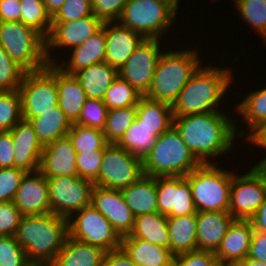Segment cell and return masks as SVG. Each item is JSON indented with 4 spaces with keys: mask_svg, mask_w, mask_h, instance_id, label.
Wrapping results in <instances>:
<instances>
[{
    "mask_svg": "<svg viewBox=\"0 0 266 266\" xmlns=\"http://www.w3.org/2000/svg\"><path fill=\"white\" fill-rule=\"evenodd\" d=\"M160 42L161 38H145L118 70L119 76L142 96L147 94L151 86L159 57L163 53Z\"/></svg>",
    "mask_w": 266,
    "mask_h": 266,
    "instance_id": "obj_14",
    "label": "cell"
},
{
    "mask_svg": "<svg viewBox=\"0 0 266 266\" xmlns=\"http://www.w3.org/2000/svg\"><path fill=\"white\" fill-rule=\"evenodd\" d=\"M71 51L72 54L69 55L68 62L62 60V64L58 62L56 64L66 74L75 75L90 65L104 62L106 51L105 22L98 32Z\"/></svg>",
    "mask_w": 266,
    "mask_h": 266,
    "instance_id": "obj_24",
    "label": "cell"
},
{
    "mask_svg": "<svg viewBox=\"0 0 266 266\" xmlns=\"http://www.w3.org/2000/svg\"><path fill=\"white\" fill-rule=\"evenodd\" d=\"M102 266H137L122 249L108 251L104 255Z\"/></svg>",
    "mask_w": 266,
    "mask_h": 266,
    "instance_id": "obj_55",
    "label": "cell"
},
{
    "mask_svg": "<svg viewBox=\"0 0 266 266\" xmlns=\"http://www.w3.org/2000/svg\"><path fill=\"white\" fill-rule=\"evenodd\" d=\"M108 108L100 99L87 98L81 109L80 116L75 124L97 128H105Z\"/></svg>",
    "mask_w": 266,
    "mask_h": 266,
    "instance_id": "obj_43",
    "label": "cell"
},
{
    "mask_svg": "<svg viewBox=\"0 0 266 266\" xmlns=\"http://www.w3.org/2000/svg\"><path fill=\"white\" fill-rule=\"evenodd\" d=\"M137 106L110 109L107 113L103 134L108 143L116 144L136 120Z\"/></svg>",
    "mask_w": 266,
    "mask_h": 266,
    "instance_id": "obj_37",
    "label": "cell"
},
{
    "mask_svg": "<svg viewBox=\"0 0 266 266\" xmlns=\"http://www.w3.org/2000/svg\"><path fill=\"white\" fill-rule=\"evenodd\" d=\"M13 202L24 216L50 213L47 178L39 170L27 172Z\"/></svg>",
    "mask_w": 266,
    "mask_h": 266,
    "instance_id": "obj_18",
    "label": "cell"
},
{
    "mask_svg": "<svg viewBox=\"0 0 266 266\" xmlns=\"http://www.w3.org/2000/svg\"><path fill=\"white\" fill-rule=\"evenodd\" d=\"M142 163L143 173L152 177L186 176L201 164L173 126L156 137Z\"/></svg>",
    "mask_w": 266,
    "mask_h": 266,
    "instance_id": "obj_5",
    "label": "cell"
},
{
    "mask_svg": "<svg viewBox=\"0 0 266 266\" xmlns=\"http://www.w3.org/2000/svg\"><path fill=\"white\" fill-rule=\"evenodd\" d=\"M128 0H93V14L103 22L117 21Z\"/></svg>",
    "mask_w": 266,
    "mask_h": 266,
    "instance_id": "obj_49",
    "label": "cell"
},
{
    "mask_svg": "<svg viewBox=\"0 0 266 266\" xmlns=\"http://www.w3.org/2000/svg\"><path fill=\"white\" fill-rule=\"evenodd\" d=\"M67 136L77 153L104 150L109 144L102 130L75 123L72 124Z\"/></svg>",
    "mask_w": 266,
    "mask_h": 266,
    "instance_id": "obj_36",
    "label": "cell"
},
{
    "mask_svg": "<svg viewBox=\"0 0 266 266\" xmlns=\"http://www.w3.org/2000/svg\"><path fill=\"white\" fill-rule=\"evenodd\" d=\"M266 197V171L253 166L238 176L233 174L229 213L234 219L249 220Z\"/></svg>",
    "mask_w": 266,
    "mask_h": 266,
    "instance_id": "obj_12",
    "label": "cell"
},
{
    "mask_svg": "<svg viewBox=\"0 0 266 266\" xmlns=\"http://www.w3.org/2000/svg\"><path fill=\"white\" fill-rule=\"evenodd\" d=\"M56 83L58 89V107L69 121L75 123L81 113L87 95L75 75L64 73L56 66Z\"/></svg>",
    "mask_w": 266,
    "mask_h": 266,
    "instance_id": "obj_26",
    "label": "cell"
},
{
    "mask_svg": "<svg viewBox=\"0 0 266 266\" xmlns=\"http://www.w3.org/2000/svg\"><path fill=\"white\" fill-rule=\"evenodd\" d=\"M217 261L211 251L195 250L175 255V266H212Z\"/></svg>",
    "mask_w": 266,
    "mask_h": 266,
    "instance_id": "obj_50",
    "label": "cell"
},
{
    "mask_svg": "<svg viewBox=\"0 0 266 266\" xmlns=\"http://www.w3.org/2000/svg\"><path fill=\"white\" fill-rule=\"evenodd\" d=\"M0 21L21 22L20 0H0Z\"/></svg>",
    "mask_w": 266,
    "mask_h": 266,
    "instance_id": "obj_53",
    "label": "cell"
},
{
    "mask_svg": "<svg viewBox=\"0 0 266 266\" xmlns=\"http://www.w3.org/2000/svg\"><path fill=\"white\" fill-rule=\"evenodd\" d=\"M197 250L216 252L235 220L229 212H197Z\"/></svg>",
    "mask_w": 266,
    "mask_h": 266,
    "instance_id": "obj_23",
    "label": "cell"
},
{
    "mask_svg": "<svg viewBox=\"0 0 266 266\" xmlns=\"http://www.w3.org/2000/svg\"><path fill=\"white\" fill-rule=\"evenodd\" d=\"M136 119L158 137L173 126L171 105L142 96L137 104Z\"/></svg>",
    "mask_w": 266,
    "mask_h": 266,
    "instance_id": "obj_29",
    "label": "cell"
},
{
    "mask_svg": "<svg viewBox=\"0 0 266 266\" xmlns=\"http://www.w3.org/2000/svg\"><path fill=\"white\" fill-rule=\"evenodd\" d=\"M220 112L173 116V127L201 164L228 153L238 139L235 121ZM234 122V123H233Z\"/></svg>",
    "mask_w": 266,
    "mask_h": 266,
    "instance_id": "obj_1",
    "label": "cell"
},
{
    "mask_svg": "<svg viewBox=\"0 0 266 266\" xmlns=\"http://www.w3.org/2000/svg\"><path fill=\"white\" fill-rule=\"evenodd\" d=\"M93 14L90 0H66L52 16V22L75 21Z\"/></svg>",
    "mask_w": 266,
    "mask_h": 266,
    "instance_id": "obj_46",
    "label": "cell"
},
{
    "mask_svg": "<svg viewBox=\"0 0 266 266\" xmlns=\"http://www.w3.org/2000/svg\"><path fill=\"white\" fill-rule=\"evenodd\" d=\"M20 3L21 22L36 29L46 38L51 29L52 17L43 0H20Z\"/></svg>",
    "mask_w": 266,
    "mask_h": 266,
    "instance_id": "obj_39",
    "label": "cell"
},
{
    "mask_svg": "<svg viewBox=\"0 0 266 266\" xmlns=\"http://www.w3.org/2000/svg\"><path fill=\"white\" fill-rule=\"evenodd\" d=\"M212 266H229V265L224 264V263L217 260Z\"/></svg>",
    "mask_w": 266,
    "mask_h": 266,
    "instance_id": "obj_60",
    "label": "cell"
},
{
    "mask_svg": "<svg viewBox=\"0 0 266 266\" xmlns=\"http://www.w3.org/2000/svg\"><path fill=\"white\" fill-rule=\"evenodd\" d=\"M51 212L65 218L91 204L94 183L71 176L47 178Z\"/></svg>",
    "mask_w": 266,
    "mask_h": 266,
    "instance_id": "obj_13",
    "label": "cell"
},
{
    "mask_svg": "<svg viewBox=\"0 0 266 266\" xmlns=\"http://www.w3.org/2000/svg\"><path fill=\"white\" fill-rule=\"evenodd\" d=\"M25 73L0 45V91L19 90Z\"/></svg>",
    "mask_w": 266,
    "mask_h": 266,
    "instance_id": "obj_42",
    "label": "cell"
},
{
    "mask_svg": "<svg viewBox=\"0 0 266 266\" xmlns=\"http://www.w3.org/2000/svg\"><path fill=\"white\" fill-rule=\"evenodd\" d=\"M249 220L253 229L266 233V197L256 213Z\"/></svg>",
    "mask_w": 266,
    "mask_h": 266,
    "instance_id": "obj_56",
    "label": "cell"
},
{
    "mask_svg": "<svg viewBox=\"0 0 266 266\" xmlns=\"http://www.w3.org/2000/svg\"><path fill=\"white\" fill-rule=\"evenodd\" d=\"M248 257L266 263V233L253 229Z\"/></svg>",
    "mask_w": 266,
    "mask_h": 266,
    "instance_id": "obj_52",
    "label": "cell"
},
{
    "mask_svg": "<svg viewBox=\"0 0 266 266\" xmlns=\"http://www.w3.org/2000/svg\"><path fill=\"white\" fill-rule=\"evenodd\" d=\"M130 235L166 248L170 245L167 217L159 212L135 217V224Z\"/></svg>",
    "mask_w": 266,
    "mask_h": 266,
    "instance_id": "obj_33",
    "label": "cell"
},
{
    "mask_svg": "<svg viewBox=\"0 0 266 266\" xmlns=\"http://www.w3.org/2000/svg\"><path fill=\"white\" fill-rule=\"evenodd\" d=\"M106 251L67 236L62 249L49 266H102Z\"/></svg>",
    "mask_w": 266,
    "mask_h": 266,
    "instance_id": "obj_28",
    "label": "cell"
},
{
    "mask_svg": "<svg viewBox=\"0 0 266 266\" xmlns=\"http://www.w3.org/2000/svg\"><path fill=\"white\" fill-rule=\"evenodd\" d=\"M121 192L135 217L158 212L156 177L144 174Z\"/></svg>",
    "mask_w": 266,
    "mask_h": 266,
    "instance_id": "obj_27",
    "label": "cell"
},
{
    "mask_svg": "<svg viewBox=\"0 0 266 266\" xmlns=\"http://www.w3.org/2000/svg\"><path fill=\"white\" fill-rule=\"evenodd\" d=\"M22 119L19 90L0 91V132L10 131Z\"/></svg>",
    "mask_w": 266,
    "mask_h": 266,
    "instance_id": "obj_41",
    "label": "cell"
},
{
    "mask_svg": "<svg viewBox=\"0 0 266 266\" xmlns=\"http://www.w3.org/2000/svg\"><path fill=\"white\" fill-rule=\"evenodd\" d=\"M118 76V69L105 61L90 65L75 74L87 98L100 100H103L107 89Z\"/></svg>",
    "mask_w": 266,
    "mask_h": 266,
    "instance_id": "obj_30",
    "label": "cell"
},
{
    "mask_svg": "<svg viewBox=\"0 0 266 266\" xmlns=\"http://www.w3.org/2000/svg\"><path fill=\"white\" fill-rule=\"evenodd\" d=\"M68 236L106 252L121 248L122 237L91 204L68 218Z\"/></svg>",
    "mask_w": 266,
    "mask_h": 266,
    "instance_id": "obj_10",
    "label": "cell"
},
{
    "mask_svg": "<svg viewBox=\"0 0 266 266\" xmlns=\"http://www.w3.org/2000/svg\"><path fill=\"white\" fill-rule=\"evenodd\" d=\"M142 97L126 80L118 76L107 89L103 102L110 109L137 106Z\"/></svg>",
    "mask_w": 266,
    "mask_h": 266,
    "instance_id": "obj_40",
    "label": "cell"
},
{
    "mask_svg": "<svg viewBox=\"0 0 266 266\" xmlns=\"http://www.w3.org/2000/svg\"><path fill=\"white\" fill-rule=\"evenodd\" d=\"M22 118L30 120L58 106L56 65L36 72H26L19 87Z\"/></svg>",
    "mask_w": 266,
    "mask_h": 266,
    "instance_id": "obj_9",
    "label": "cell"
},
{
    "mask_svg": "<svg viewBox=\"0 0 266 266\" xmlns=\"http://www.w3.org/2000/svg\"><path fill=\"white\" fill-rule=\"evenodd\" d=\"M27 172L15 167L0 168V202L13 201Z\"/></svg>",
    "mask_w": 266,
    "mask_h": 266,
    "instance_id": "obj_47",
    "label": "cell"
},
{
    "mask_svg": "<svg viewBox=\"0 0 266 266\" xmlns=\"http://www.w3.org/2000/svg\"><path fill=\"white\" fill-rule=\"evenodd\" d=\"M261 167L266 171V162Z\"/></svg>",
    "mask_w": 266,
    "mask_h": 266,
    "instance_id": "obj_61",
    "label": "cell"
},
{
    "mask_svg": "<svg viewBox=\"0 0 266 266\" xmlns=\"http://www.w3.org/2000/svg\"><path fill=\"white\" fill-rule=\"evenodd\" d=\"M23 216L13 201L0 202V236H14Z\"/></svg>",
    "mask_w": 266,
    "mask_h": 266,
    "instance_id": "obj_48",
    "label": "cell"
},
{
    "mask_svg": "<svg viewBox=\"0 0 266 266\" xmlns=\"http://www.w3.org/2000/svg\"><path fill=\"white\" fill-rule=\"evenodd\" d=\"M238 137L242 138L246 137V141L244 142H251L258 146V148L265 149L266 152V123H263L258 128H256L251 134L246 135L244 130L238 131ZM266 162V157H264L259 163L255 164V166H262Z\"/></svg>",
    "mask_w": 266,
    "mask_h": 266,
    "instance_id": "obj_54",
    "label": "cell"
},
{
    "mask_svg": "<svg viewBox=\"0 0 266 266\" xmlns=\"http://www.w3.org/2000/svg\"><path fill=\"white\" fill-rule=\"evenodd\" d=\"M234 109L240 117L242 116L251 134L260 125L266 123V87L251 91Z\"/></svg>",
    "mask_w": 266,
    "mask_h": 266,
    "instance_id": "obj_34",
    "label": "cell"
},
{
    "mask_svg": "<svg viewBox=\"0 0 266 266\" xmlns=\"http://www.w3.org/2000/svg\"><path fill=\"white\" fill-rule=\"evenodd\" d=\"M164 1L165 3H167L169 6H171L176 12H177V8L179 7V0H161Z\"/></svg>",
    "mask_w": 266,
    "mask_h": 266,
    "instance_id": "obj_59",
    "label": "cell"
},
{
    "mask_svg": "<svg viewBox=\"0 0 266 266\" xmlns=\"http://www.w3.org/2000/svg\"><path fill=\"white\" fill-rule=\"evenodd\" d=\"M0 45L26 72H36L49 65L46 38L23 22L0 21Z\"/></svg>",
    "mask_w": 266,
    "mask_h": 266,
    "instance_id": "obj_7",
    "label": "cell"
},
{
    "mask_svg": "<svg viewBox=\"0 0 266 266\" xmlns=\"http://www.w3.org/2000/svg\"><path fill=\"white\" fill-rule=\"evenodd\" d=\"M217 166V162L200 164L185 176L190 183L197 212H229L234 171Z\"/></svg>",
    "mask_w": 266,
    "mask_h": 266,
    "instance_id": "obj_6",
    "label": "cell"
},
{
    "mask_svg": "<svg viewBox=\"0 0 266 266\" xmlns=\"http://www.w3.org/2000/svg\"><path fill=\"white\" fill-rule=\"evenodd\" d=\"M143 173L142 159L134 156L117 144L109 143L94 185L121 190L137 181Z\"/></svg>",
    "mask_w": 266,
    "mask_h": 266,
    "instance_id": "obj_11",
    "label": "cell"
},
{
    "mask_svg": "<svg viewBox=\"0 0 266 266\" xmlns=\"http://www.w3.org/2000/svg\"><path fill=\"white\" fill-rule=\"evenodd\" d=\"M121 248L137 266H170L175 259L169 248L132 237L130 234L122 237Z\"/></svg>",
    "mask_w": 266,
    "mask_h": 266,
    "instance_id": "obj_25",
    "label": "cell"
},
{
    "mask_svg": "<svg viewBox=\"0 0 266 266\" xmlns=\"http://www.w3.org/2000/svg\"><path fill=\"white\" fill-rule=\"evenodd\" d=\"M0 266H33L14 236H0Z\"/></svg>",
    "mask_w": 266,
    "mask_h": 266,
    "instance_id": "obj_44",
    "label": "cell"
},
{
    "mask_svg": "<svg viewBox=\"0 0 266 266\" xmlns=\"http://www.w3.org/2000/svg\"><path fill=\"white\" fill-rule=\"evenodd\" d=\"M234 266H266V263L246 256L243 260L238 261Z\"/></svg>",
    "mask_w": 266,
    "mask_h": 266,
    "instance_id": "obj_58",
    "label": "cell"
},
{
    "mask_svg": "<svg viewBox=\"0 0 266 266\" xmlns=\"http://www.w3.org/2000/svg\"><path fill=\"white\" fill-rule=\"evenodd\" d=\"M103 23L94 14L75 21L52 22L49 35L46 37V56L49 64L57 62L51 55L53 48L66 47L72 50L98 32Z\"/></svg>",
    "mask_w": 266,
    "mask_h": 266,
    "instance_id": "obj_15",
    "label": "cell"
},
{
    "mask_svg": "<svg viewBox=\"0 0 266 266\" xmlns=\"http://www.w3.org/2000/svg\"><path fill=\"white\" fill-rule=\"evenodd\" d=\"M170 238L169 249L174 255L197 250L196 214L167 217Z\"/></svg>",
    "mask_w": 266,
    "mask_h": 266,
    "instance_id": "obj_31",
    "label": "cell"
},
{
    "mask_svg": "<svg viewBox=\"0 0 266 266\" xmlns=\"http://www.w3.org/2000/svg\"><path fill=\"white\" fill-rule=\"evenodd\" d=\"M105 39L104 61L119 70L145 38L118 21H107Z\"/></svg>",
    "mask_w": 266,
    "mask_h": 266,
    "instance_id": "obj_20",
    "label": "cell"
},
{
    "mask_svg": "<svg viewBox=\"0 0 266 266\" xmlns=\"http://www.w3.org/2000/svg\"><path fill=\"white\" fill-rule=\"evenodd\" d=\"M190 49L163 51L145 97L173 105L180 91L202 62L196 47Z\"/></svg>",
    "mask_w": 266,
    "mask_h": 266,
    "instance_id": "obj_4",
    "label": "cell"
},
{
    "mask_svg": "<svg viewBox=\"0 0 266 266\" xmlns=\"http://www.w3.org/2000/svg\"><path fill=\"white\" fill-rule=\"evenodd\" d=\"M103 153L104 150L77 153L76 167L78 171V177L88 179L94 183L98 179Z\"/></svg>",
    "mask_w": 266,
    "mask_h": 266,
    "instance_id": "obj_45",
    "label": "cell"
},
{
    "mask_svg": "<svg viewBox=\"0 0 266 266\" xmlns=\"http://www.w3.org/2000/svg\"><path fill=\"white\" fill-rule=\"evenodd\" d=\"M252 235L253 227L250 220L235 219L215 252L216 259L234 266L248 255Z\"/></svg>",
    "mask_w": 266,
    "mask_h": 266,
    "instance_id": "obj_22",
    "label": "cell"
},
{
    "mask_svg": "<svg viewBox=\"0 0 266 266\" xmlns=\"http://www.w3.org/2000/svg\"><path fill=\"white\" fill-rule=\"evenodd\" d=\"M76 154L68 136L57 139L43 147L38 170L46 178L78 177Z\"/></svg>",
    "mask_w": 266,
    "mask_h": 266,
    "instance_id": "obj_19",
    "label": "cell"
},
{
    "mask_svg": "<svg viewBox=\"0 0 266 266\" xmlns=\"http://www.w3.org/2000/svg\"><path fill=\"white\" fill-rule=\"evenodd\" d=\"M158 212L166 217L197 214L185 176L156 177Z\"/></svg>",
    "mask_w": 266,
    "mask_h": 266,
    "instance_id": "obj_16",
    "label": "cell"
},
{
    "mask_svg": "<svg viewBox=\"0 0 266 266\" xmlns=\"http://www.w3.org/2000/svg\"><path fill=\"white\" fill-rule=\"evenodd\" d=\"M66 0H43L47 12L52 17L63 5Z\"/></svg>",
    "mask_w": 266,
    "mask_h": 266,
    "instance_id": "obj_57",
    "label": "cell"
},
{
    "mask_svg": "<svg viewBox=\"0 0 266 266\" xmlns=\"http://www.w3.org/2000/svg\"><path fill=\"white\" fill-rule=\"evenodd\" d=\"M13 139L10 131L0 132V168L14 167Z\"/></svg>",
    "mask_w": 266,
    "mask_h": 266,
    "instance_id": "obj_51",
    "label": "cell"
},
{
    "mask_svg": "<svg viewBox=\"0 0 266 266\" xmlns=\"http://www.w3.org/2000/svg\"><path fill=\"white\" fill-rule=\"evenodd\" d=\"M10 132L15 148L14 167L26 172L38 171L44 146L30 121L22 118Z\"/></svg>",
    "mask_w": 266,
    "mask_h": 266,
    "instance_id": "obj_21",
    "label": "cell"
},
{
    "mask_svg": "<svg viewBox=\"0 0 266 266\" xmlns=\"http://www.w3.org/2000/svg\"><path fill=\"white\" fill-rule=\"evenodd\" d=\"M231 70L213 65L199 68L190 77L173 103V116L204 114L218 111L219 101L230 88Z\"/></svg>",
    "mask_w": 266,
    "mask_h": 266,
    "instance_id": "obj_3",
    "label": "cell"
},
{
    "mask_svg": "<svg viewBox=\"0 0 266 266\" xmlns=\"http://www.w3.org/2000/svg\"><path fill=\"white\" fill-rule=\"evenodd\" d=\"M68 236V219L52 212L22 217L14 235L33 266H49Z\"/></svg>",
    "mask_w": 266,
    "mask_h": 266,
    "instance_id": "obj_2",
    "label": "cell"
},
{
    "mask_svg": "<svg viewBox=\"0 0 266 266\" xmlns=\"http://www.w3.org/2000/svg\"><path fill=\"white\" fill-rule=\"evenodd\" d=\"M176 13L161 0H128L117 21L144 38L160 39L174 23Z\"/></svg>",
    "mask_w": 266,
    "mask_h": 266,
    "instance_id": "obj_8",
    "label": "cell"
},
{
    "mask_svg": "<svg viewBox=\"0 0 266 266\" xmlns=\"http://www.w3.org/2000/svg\"><path fill=\"white\" fill-rule=\"evenodd\" d=\"M234 3L241 19L266 43V0H234Z\"/></svg>",
    "mask_w": 266,
    "mask_h": 266,
    "instance_id": "obj_38",
    "label": "cell"
},
{
    "mask_svg": "<svg viewBox=\"0 0 266 266\" xmlns=\"http://www.w3.org/2000/svg\"><path fill=\"white\" fill-rule=\"evenodd\" d=\"M91 205L111 223L121 237L132 232L135 216L125 203L121 190L94 185Z\"/></svg>",
    "mask_w": 266,
    "mask_h": 266,
    "instance_id": "obj_17",
    "label": "cell"
},
{
    "mask_svg": "<svg viewBox=\"0 0 266 266\" xmlns=\"http://www.w3.org/2000/svg\"><path fill=\"white\" fill-rule=\"evenodd\" d=\"M29 121L43 146L67 136L72 126V123L58 106Z\"/></svg>",
    "mask_w": 266,
    "mask_h": 266,
    "instance_id": "obj_32",
    "label": "cell"
},
{
    "mask_svg": "<svg viewBox=\"0 0 266 266\" xmlns=\"http://www.w3.org/2000/svg\"><path fill=\"white\" fill-rule=\"evenodd\" d=\"M155 140L151 130L136 119L116 144L143 160L152 150Z\"/></svg>",
    "mask_w": 266,
    "mask_h": 266,
    "instance_id": "obj_35",
    "label": "cell"
}]
</instances>
